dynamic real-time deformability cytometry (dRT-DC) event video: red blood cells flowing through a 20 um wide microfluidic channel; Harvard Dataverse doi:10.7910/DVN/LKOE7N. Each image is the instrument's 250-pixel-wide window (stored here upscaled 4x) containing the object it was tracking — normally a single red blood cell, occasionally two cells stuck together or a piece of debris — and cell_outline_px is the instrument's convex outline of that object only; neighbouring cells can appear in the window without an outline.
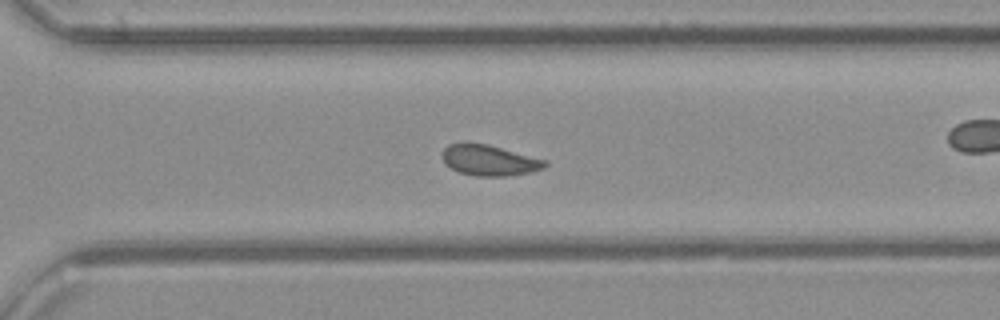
{"species": "common noctule bat (a hibernating species)", "species_latin": "Nyctalus noctula", "temperature_condition": "cold", "stored_images_in_passage": 33, "camera_frame_rate_fps": 3000, "um_per_image_px": 0.085, "animal": {"sex": "female", "body_mass_g": 21.9}, "frame": {"image": 1, "passage_image": 19, "time_ms": 6.0, "image_size_px": [1000, 320], "cell_outline_px": [[548, 164], [544, 168], [528, 172], [508, 176], [476, 176], [460, 172], [444, 164], [440, 156], [444, 148], [448, 144], [488, 144], [548, 160]], "centroid_in_image_um": [41.6, 13.63], "position_along_channel_um": 329.0, "area_um2": 18.32}}